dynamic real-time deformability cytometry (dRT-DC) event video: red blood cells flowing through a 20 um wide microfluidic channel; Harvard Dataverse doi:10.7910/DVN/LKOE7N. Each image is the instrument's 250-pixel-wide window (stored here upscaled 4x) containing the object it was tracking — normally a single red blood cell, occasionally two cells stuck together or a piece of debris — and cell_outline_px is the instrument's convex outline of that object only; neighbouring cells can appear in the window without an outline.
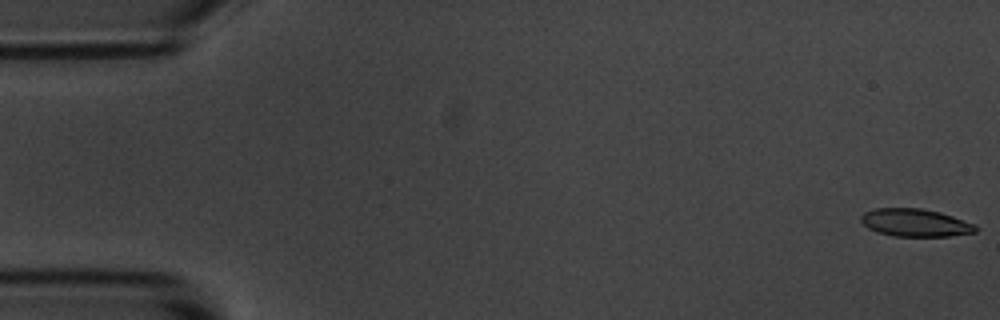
{"species": "common noctule bat (a hibernating species)", "species_latin": "Nyctalus noctula", "temperature_condition": "room temperature", "stored_images_in_passage": 6, "camera_frame_rate_fps": 3000, "um_per_image_px": 0.085, "animal": {"sex": "male", "body_mass_g": 20.1, "forearm_length_mm": 53.5}, "frame": {"image": 1, "passage_image": 1, "time_ms": 0.0, "image_size_px": [1000, 320], "cell_outline_px": [[976, 232], [948, 236], [892, 236], [876, 232], [868, 228], [860, 220], [860, 216], [864, 212], [876, 208], [920, 208], [940, 212], [952, 216], [972, 224], [976, 228]], "centroid_in_image_um": [77.73, 18.93], "position_along_channel_um": 7.3, "area_um2": 18.38}}